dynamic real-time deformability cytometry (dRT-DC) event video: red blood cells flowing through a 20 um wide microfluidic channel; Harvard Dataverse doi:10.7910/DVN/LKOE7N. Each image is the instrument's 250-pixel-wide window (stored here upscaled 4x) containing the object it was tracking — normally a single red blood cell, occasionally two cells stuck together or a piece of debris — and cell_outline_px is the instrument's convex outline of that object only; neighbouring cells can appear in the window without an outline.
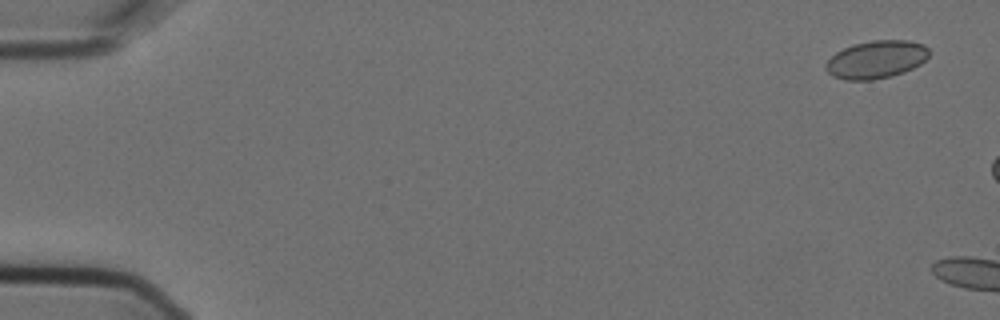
{"species": "Egyptian fruit bat (a non-hibernating species)", "species_latin": "Rousettus aegyptiacus", "temperature_condition": "cold", "stored_images_in_passage": 3, "camera_frame_rate_fps": 3000, "um_per_image_px": 0.085, "animal": {"sex": "female"}, "frame": {"image": 1, "passage_image": 1, "time_ms": 0.0, "image_size_px": [1000, 320], "cell_outline_px": [[928, 56], [920, 64], [904, 72], [892, 76], [872, 80], [844, 80], [832, 76], [824, 68], [828, 60], [836, 52], [852, 44], [872, 40], [908, 40], [924, 44], [928, 48]], "centroid_in_image_um": [74.46, 5.06], "position_along_channel_um": 10.5, "area_um2": 22.83}}